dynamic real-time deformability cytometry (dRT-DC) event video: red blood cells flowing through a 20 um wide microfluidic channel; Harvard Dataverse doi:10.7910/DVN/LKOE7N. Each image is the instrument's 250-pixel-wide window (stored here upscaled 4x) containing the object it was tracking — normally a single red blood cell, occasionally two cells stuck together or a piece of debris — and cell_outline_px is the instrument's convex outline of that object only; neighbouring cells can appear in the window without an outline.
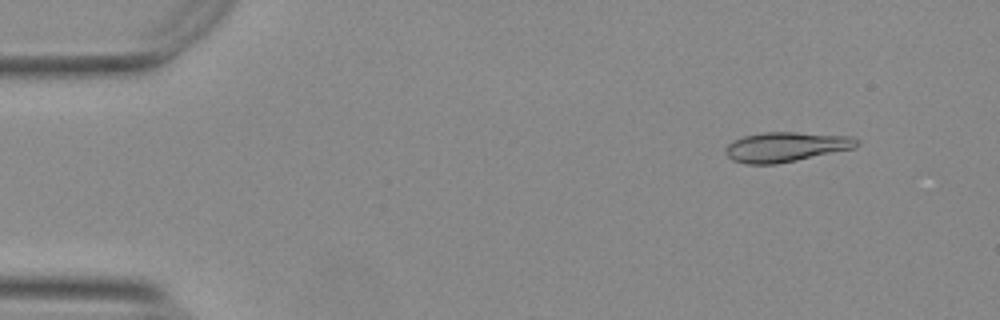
{"species": "Egyptian fruit bat (a non-hibernating species)", "species_latin": "Rousettus aegyptiacus", "temperature_condition": "warm", "stored_images_in_passage": 9, "camera_frame_rate_fps": 3000, "um_per_image_px": 0.085, "animal": {"sex": "female"}, "frame": {"image": 1, "passage_image": 6, "time_ms": 1.667, "image_size_px": [1000, 320], "cell_outline_px": [[860, 144], [856, 148], [776, 164], [744, 164], [732, 160], [724, 152], [724, 148], [732, 140], [744, 136], [764, 132], [796, 132], [852, 136], [860, 140]], "centroid_in_image_um": [66.81, 12.48], "position_along_channel_um": 18.2, "area_um2": 23.0}}